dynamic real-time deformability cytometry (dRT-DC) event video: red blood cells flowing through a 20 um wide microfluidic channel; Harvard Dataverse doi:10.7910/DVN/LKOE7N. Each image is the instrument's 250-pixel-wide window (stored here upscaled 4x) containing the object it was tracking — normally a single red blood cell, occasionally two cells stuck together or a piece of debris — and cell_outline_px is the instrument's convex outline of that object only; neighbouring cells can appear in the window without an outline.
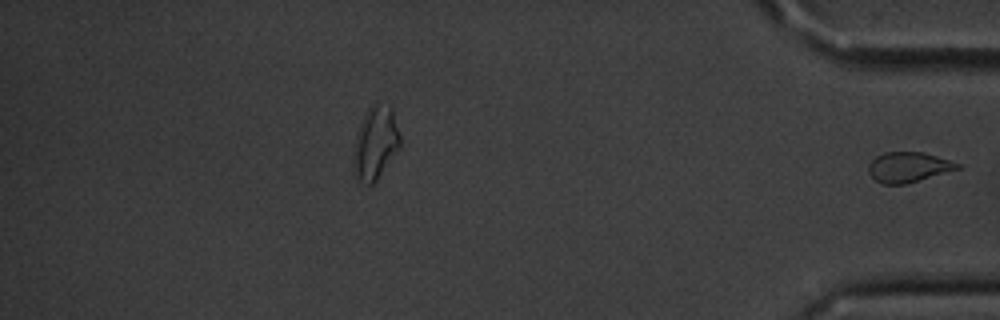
{"species": "common noctule bat (a hibernating species)", "species_latin": "Nyctalus noctula", "temperature_condition": "cold", "stored_images_in_passage": 34, "segment_of_instrument_passage": [2, 2], "camera_frame_rate_fps": 3000, "um_per_image_px": 0.085, "animal": {"sex": "male", "body_mass_g": 20.1, "forearm_length_mm": 53.5}, "frame": {"image": 1, "passage_image": 34, "time_ms": 11.0, "image_size_px": [1000, 320], "cell_outline_px": [[960, 168], [904, 184], [884, 184], [876, 180], [868, 172], [868, 164], [876, 156], [884, 152], [924, 152], [960, 164]], "centroid_in_image_um": [77.17, 14.19], "position_along_channel_um": 358.0, "area_um2": 15.32}}